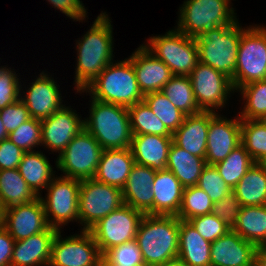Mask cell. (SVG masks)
<instances>
[{
  "label": "cell",
  "instance_id": "d590c367",
  "mask_svg": "<svg viewBox=\"0 0 266 266\" xmlns=\"http://www.w3.org/2000/svg\"><path fill=\"white\" fill-rule=\"evenodd\" d=\"M143 101L172 134L182 125L186 115L177 109L161 91L145 94Z\"/></svg>",
  "mask_w": 266,
  "mask_h": 266
},
{
  "label": "cell",
  "instance_id": "5b68a950",
  "mask_svg": "<svg viewBox=\"0 0 266 266\" xmlns=\"http://www.w3.org/2000/svg\"><path fill=\"white\" fill-rule=\"evenodd\" d=\"M242 34L238 22L206 30L195 38L199 62L234 79L237 54Z\"/></svg>",
  "mask_w": 266,
  "mask_h": 266
},
{
  "label": "cell",
  "instance_id": "30bf717a",
  "mask_svg": "<svg viewBox=\"0 0 266 266\" xmlns=\"http://www.w3.org/2000/svg\"><path fill=\"white\" fill-rule=\"evenodd\" d=\"M102 150L98 141L84 128L59 153L56 165L65 177L91 179L96 173Z\"/></svg>",
  "mask_w": 266,
  "mask_h": 266
},
{
  "label": "cell",
  "instance_id": "d4e9b609",
  "mask_svg": "<svg viewBox=\"0 0 266 266\" xmlns=\"http://www.w3.org/2000/svg\"><path fill=\"white\" fill-rule=\"evenodd\" d=\"M134 164L135 161L130 147L104 149L93 178L122 190Z\"/></svg>",
  "mask_w": 266,
  "mask_h": 266
},
{
  "label": "cell",
  "instance_id": "f5cc1de1",
  "mask_svg": "<svg viewBox=\"0 0 266 266\" xmlns=\"http://www.w3.org/2000/svg\"><path fill=\"white\" fill-rule=\"evenodd\" d=\"M158 266H187V265L177 258V259L168 261L167 263H164Z\"/></svg>",
  "mask_w": 266,
  "mask_h": 266
},
{
  "label": "cell",
  "instance_id": "816d5d0a",
  "mask_svg": "<svg viewBox=\"0 0 266 266\" xmlns=\"http://www.w3.org/2000/svg\"><path fill=\"white\" fill-rule=\"evenodd\" d=\"M99 266H130L111 262L105 255H101Z\"/></svg>",
  "mask_w": 266,
  "mask_h": 266
},
{
  "label": "cell",
  "instance_id": "8992f818",
  "mask_svg": "<svg viewBox=\"0 0 266 266\" xmlns=\"http://www.w3.org/2000/svg\"><path fill=\"white\" fill-rule=\"evenodd\" d=\"M229 3L230 0H187L180 9L177 29L196 38L208 29L231 25L236 17Z\"/></svg>",
  "mask_w": 266,
  "mask_h": 266
},
{
  "label": "cell",
  "instance_id": "b9f144b4",
  "mask_svg": "<svg viewBox=\"0 0 266 266\" xmlns=\"http://www.w3.org/2000/svg\"><path fill=\"white\" fill-rule=\"evenodd\" d=\"M188 222L193 228L210 243L225 235L230 228L224 222L212 213L194 217Z\"/></svg>",
  "mask_w": 266,
  "mask_h": 266
},
{
  "label": "cell",
  "instance_id": "ab89813d",
  "mask_svg": "<svg viewBox=\"0 0 266 266\" xmlns=\"http://www.w3.org/2000/svg\"><path fill=\"white\" fill-rule=\"evenodd\" d=\"M8 139L25 152L42 144L41 120L30 118L8 134Z\"/></svg>",
  "mask_w": 266,
  "mask_h": 266
},
{
  "label": "cell",
  "instance_id": "484cf974",
  "mask_svg": "<svg viewBox=\"0 0 266 266\" xmlns=\"http://www.w3.org/2000/svg\"><path fill=\"white\" fill-rule=\"evenodd\" d=\"M183 189L170 170L156 171L152 187L154 215L177 216L182 204Z\"/></svg>",
  "mask_w": 266,
  "mask_h": 266
},
{
  "label": "cell",
  "instance_id": "74e56055",
  "mask_svg": "<svg viewBox=\"0 0 266 266\" xmlns=\"http://www.w3.org/2000/svg\"><path fill=\"white\" fill-rule=\"evenodd\" d=\"M213 204L207 193L199 187H186L183 189L182 204L177 217L188 221L194 217L212 213Z\"/></svg>",
  "mask_w": 266,
  "mask_h": 266
},
{
  "label": "cell",
  "instance_id": "f35d334b",
  "mask_svg": "<svg viewBox=\"0 0 266 266\" xmlns=\"http://www.w3.org/2000/svg\"><path fill=\"white\" fill-rule=\"evenodd\" d=\"M239 90L245 98L246 105L239 114L241 120H260L266 113V79L249 83Z\"/></svg>",
  "mask_w": 266,
  "mask_h": 266
},
{
  "label": "cell",
  "instance_id": "7c38bea8",
  "mask_svg": "<svg viewBox=\"0 0 266 266\" xmlns=\"http://www.w3.org/2000/svg\"><path fill=\"white\" fill-rule=\"evenodd\" d=\"M81 180L62 176L53 178L47 187V198H41L50 227L60 230L59 225L78 220L79 189ZM50 215L53 216V218ZM51 219V220H49Z\"/></svg>",
  "mask_w": 266,
  "mask_h": 266
},
{
  "label": "cell",
  "instance_id": "ffe728a7",
  "mask_svg": "<svg viewBox=\"0 0 266 266\" xmlns=\"http://www.w3.org/2000/svg\"><path fill=\"white\" fill-rule=\"evenodd\" d=\"M156 171L151 167L134 164L122 189L125 205L154 215V193L152 192Z\"/></svg>",
  "mask_w": 266,
  "mask_h": 266
},
{
  "label": "cell",
  "instance_id": "4dcf8cb0",
  "mask_svg": "<svg viewBox=\"0 0 266 266\" xmlns=\"http://www.w3.org/2000/svg\"><path fill=\"white\" fill-rule=\"evenodd\" d=\"M18 170L28 186L37 196H41L39 189H47L53 179V170L48 159L43 153L38 151L25 152L19 163Z\"/></svg>",
  "mask_w": 266,
  "mask_h": 266
},
{
  "label": "cell",
  "instance_id": "52a82bcc",
  "mask_svg": "<svg viewBox=\"0 0 266 266\" xmlns=\"http://www.w3.org/2000/svg\"><path fill=\"white\" fill-rule=\"evenodd\" d=\"M266 79V28L242 29L232 85L235 90Z\"/></svg>",
  "mask_w": 266,
  "mask_h": 266
},
{
  "label": "cell",
  "instance_id": "f1b7e54d",
  "mask_svg": "<svg viewBox=\"0 0 266 266\" xmlns=\"http://www.w3.org/2000/svg\"><path fill=\"white\" fill-rule=\"evenodd\" d=\"M232 230L257 248L266 247V205L241 206Z\"/></svg>",
  "mask_w": 266,
  "mask_h": 266
},
{
  "label": "cell",
  "instance_id": "e575fe53",
  "mask_svg": "<svg viewBox=\"0 0 266 266\" xmlns=\"http://www.w3.org/2000/svg\"><path fill=\"white\" fill-rule=\"evenodd\" d=\"M128 113L132 135L172 136L144 101L129 106Z\"/></svg>",
  "mask_w": 266,
  "mask_h": 266
},
{
  "label": "cell",
  "instance_id": "ba28073f",
  "mask_svg": "<svg viewBox=\"0 0 266 266\" xmlns=\"http://www.w3.org/2000/svg\"><path fill=\"white\" fill-rule=\"evenodd\" d=\"M145 47L164 62L173 75L189 76L199 62L195 38L181 33L178 29L166 35L154 36Z\"/></svg>",
  "mask_w": 266,
  "mask_h": 266
},
{
  "label": "cell",
  "instance_id": "cb8c5ba5",
  "mask_svg": "<svg viewBox=\"0 0 266 266\" xmlns=\"http://www.w3.org/2000/svg\"><path fill=\"white\" fill-rule=\"evenodd\" d=\"M172 142V136L132 135L130 150L136 164L161 171L166 169Z\"/></svg>",
  "mask_w": 266,
  "mask_h": 266
},
{
  "label": "cell",
  "instance_id": "60d3db41",
  "mask_svg": "<svg viewBox=\"0 0 266 266\" xmlns=\"http://www.w3.org/2000/svg\"><path fill=\"white\" fill-rule=\"evenodd\" d=\"M197 187L206 192L213 203L224 198L232 191L213 165H206L203 169Z\"/></svg>",
  "mask_w": 266,
  "mask_h": 266
},
{
  "label": "cell",
  "instance_id": "7bdbcfd3",
  "mask_svg": "<svg viewBox=\"0 0 266 266\" xmlns=\"http://www.w3.org/2000/svg\"><path fill=\"white\" fill-rule=\"evenodd\" d=\"M111 262L130 265V266H145L142 258V253L138 247L137 241L132 240L123 243L119 246L109 249L104 254Z\"/></svg>",
  "mask_w": 266,
  "mask_h": 266
},
{
  "label": "cell",
  "instance_id": "6da1fadb",
  "mask_svg": "<svg viewBox=\"0 0 266 266\" xmlns=\"http://www.w3.org/2000/svg\"><path fill=\"white\" fill-rule=\"evenodd\" d=\"M180 219L173 215L145 214L136 238L145 266H158L178 258Z\"/></svg>",
  "mask_w": 266,
  "mask_h": 266
},
{
  "label": "cell",
  "instance_id": "9f6ffc18",
  "mask_svg": "<svg viewBox=\"0 0 266 266\" xmlns=\"http://www.w3.org/2000/svg\"><path fill=\"white\" fill-rule=\"evenodd\" d=\"M258 164L264 169L266 170V156L263 157L259 162Z\"/></svg>",
  "mask_w": 266,
  "mask_h": 266
},
{
  "label": "cell",
  "instance_id": "4fadbf2b",
  "mask_svg": "<svg viewBox=\"0 0 266 266\" xmlns=\"http://www.w3.org/2000/svg\"><path fill=\"white\" fill-rule=\"evenodd\" d=\"M61 238L60 230L52 242L50 266H99L100 250L89 230ZM61 238V239H60Z\"/></svg>",
  "mask_w": 266,
  "mask_h": 266
},
{
  "label": "cell",
  "instance_id": "8fae6325",
  "mask_svg": "<svg viewBox=\"0 0 266 266\" xmlns=\"http://www.w3.org/2000/svg\"><path fill=\"white\" fill-rule=\"evenodd\" d=\"M145 214L142 211L123 204L119 209L100 219L89 229L100 253L135 240L137 230Z\"/></svg>",
  "mask_w": 266,
  "mask_h": 266
},
{
  "label": "cell",
  "instance_id": "44dd1931",
  "mask_svg": "<svg viewBox=\"0 0 266 266\" xmlns=\"http://www.w3.org/2000/svg\"><path fill=\"white\" fill-rule=\"evenodd\" d=\"M58 89L55 81L42 72L40 77L32 82L26 96L20 100L26 105L32 118L44 120L64 106L61 104Z\"/></svg>",
  "mask_w": 266,
  "mask_h": 266
},
{
  "label": "cell",
  "instance_id": "9a60e30c",
  "mask_svg": "<svg viewBox=\"0 0 266 266\" xmlns=\"http://www.w3.org/2000/svg\"><path fill=\"white\" fill-rule=\"evenodd\" d=\"M41 197L4 209V228L15 241L43 232L49 228Z\"/></svg>",
  "mask_w": 266,
  "mask_h": 266
},
{
  "label": "cell",
  "instance_id": "6f0895ef",
  "mask_svg": "<svg viewBox=\"0 0 266 266\" xmlns=\"http://www.w3.org/2000/svg\"><path fill=\"white\" fill-rule=\"evenodd\" d=\"M260 121L266 125V113L264 114V116L260 119Z\"/></svg>",
  "mask_w": 266,
  "mask_h": 266
},
{
  "label": "cell",
  "instance_id": "d6a6232c",
  "mask_svg": "<svg viewBox=\"0 0 266 266\" xmlns=\"http://www.w3.org/2000/svg\"><path fill=\"white\" fill-rule=\"evenodd\" d=\"M161 92L183 114L193 115L201 112L189 76L173 75Z\"/></svg>",
  "mask_w": 266,
  "mask_h": 266
},
{
  "label": "cell",
  "instance_id": "11a10c76",
  "mask_svg": "<svg viewBox=\"0 0 266 266\" xmlns=\"http://www.w3.org/2000/svg\"><path fill=\"white\" fill-rule=\"evenodd\" d=\"M4 227V208L0 202V228Z\"/></svg>",
  "mask_w": 266,
  "mask_h": 266
},
{
  "label": "cell",
  "instance_id": "bcb514c9",
  "mask_svg": "<svg viewBox=\"0 0 266 266\" xmlns=\"http://www.w3.org/2000/svg\"><path fill=\"white\" fill-rule=\"evenodd\" d=\"M0 117L8 133L16 130L22 123L31 118L26 105L20 99L1 109Z\"/></svg>",
  "mask_w": 266,
  "mask_h": 266
},
{
  "label": "cell",
  "instance_id": "7dc6e473",
  "mask_svg": "<svg viewBox=\"0 0 266 266\" xmlns=\"http://www.w3.org/2000/svg\"><path fill=\"white\" fill-rule=\"evenodd\" d=\"M25 151L8 138L0 142V170L17 169Z\"/></svg>",
  "mask_w": 266,
  "mask_h": 266
},
{
  "label": "cell",
  "instance_id": "1f68e13d",
  "mask_svg": "<svg viewBox=\"0 0 266 266\" xmlns=\"http://www.w3.org/2000/svg\"><path fill=\"white\" fill-rule=\"evenodd\" d=\"M37 197L18 168L0 170V202L4 209L31 202Z\"/></svg>",
  "mask_w": 266,
  "mask_h": 266
},
{
  "label": "cell",
  "instance_id": "ac0fdd59",
  "mask_svg": "<svg viewBox=\"0 0 266 266\" xmlns=\"http://www.w3.org/2000/svg\"><path fill=\"white\" fill-rule=\"evenodd\" d=\"M257 247L232 229L211 243V266H254Z\"/></svg>",
  "mask_w": 266,
  "mask_h": 266
},
{
  "label": "cell",
  "instance_id": "d6986e66",
  "mask_svg": "<svg viewBox=\"0 0 266 266\" xmlns=\"http://www.w3.org/2000/svg\"><path fill=\"white\" fill-rule=\"evenodd\" d=\"M140 91L143 95L161 91L173 74L169 67L141 45L130 58Z\"/></svg>",
  "mask_w": 266,
  "mask_h": 266
},
{
  "label": "cell",
  "instance_id": "f907efd6",
  "mask_svg": "<svg viewBox=\"0 0 266 266\" xmlns=\"http://www.w3.org/2000/svg\"><path fill=\"white\" fill-rule=\"evenodd\" d=\"M254 266H266V247H259L255 252Z\"/></svg>",
  "mask_w": 266,
  "mask_h": 266
},
{
  "label": "cell",
  "instance_id": "7a4b0ae2",
  "mask_svg": "<svg viewBox=\"0 0 266 266\" xmlns=\"http://www.w3.org/2000/svg\"><path fill=\"white\" fill-rule=\"evenodd\" d=\"M109 17L101 13L90 30L78 41L75 83L77 92L84 90L112 63V26Z\"/></svg>",
  "mask_w": 266,
  "mask_h": 266
},
{
  "label": "cell",
  "instance_id": "277c9868",
  "mask_svg": "<svg viewBox=\"0 0 266 266\" xmlns=\"http://www.w3.org/2000/svg\"><path fill=\"white\" fill-rule=\"evenodd\" d=\"M86 90H89L93 99L125 107L141 102L144 98L129 59L116 64L109 63L82 92Z\"/></svg>",
  "mask_w": 266,
  "mask_h": 266
},
{
  "label": "cell",
  "instance_id": "e0dca14e",
  "mask_svg": "<svg viewBox=\"0 0 266 266\" xmlns=\"http://www.w3.org/2000/svg\"><path fill=\"white\" fill-rule=\"evenodd\" d=\"M71 108L62 107L49 118L41 120L42 144L60 153L84 128L81 120Z\"/></svg>",
  "mask_w": 266,
  "mask_h": 266
},
{
  "label": "cell",
  "instance_id": "83f0119b",
  "mask_svg": "<svg viewBox=\"0 0 266 266\" xmlns=\"http://www.w3.org/2000/svg\"><path fill=\"white\" fill-rule=\"evenodd\" d=\"M206 165L204 158L192 155L172 142L166 169L174 174L184 188L197 186L199 177Z\"/></svg>",
  "mask_w": 266,
  "mask_h": 266
},
{
  "label": "cell",
  "instance_id": "db71d44e",
  "mask_svg": "<svg viewBox=\"0 0 266 266\" xmlns=\"http://www.w3.org/2000/svg\"><path fill=\"white\" fill-rule=\"evenodd\" d=\"M8 132L6 131V128L3 125L2 119L0 117V142L2 140H5L8 138Z\"/></svg>",
  "mask_w": 266,
  "mask_h": 266
},
{
  "label": "cell",
  "instance_id": "5bb4252c",
  "mask_svg": "<svg viewBox=\"0 0 266 266\" xmlns=\"http://www.w3.org/2000/svg\"><path fill=\"white\" fill-rule=\"evenodd\" d=\"M189 77L201 111L216 112L213 108H222L228 94L234 91L230 78L201 62L197 63Z\"/></svg>",
  "mask_w": 266,
  "mask_h": 266
},
{
  "label": "cell",
  "instance_id": "3957f363",
  "mask_svg": "<svg viewBox=\"0 0 266 266\" xmlns=\"http://www.w3.org/2000/svg\"><path fill=\"white\" fill-rule=\"evenodd\" d=\"M89 120L85 129L98 141L102 149L130 147L132 131L128 107L98 101L92 98Z\"/></svg>",
  "mask_w": 266,
  "mask_h": 266
},
{
  "label": "cell",
  "instance_id": "836d02e7",
  "mask_svg": "<svg viewBox=\"0 0 266 266\" xmlns=\"http://www.w3.org/2000/svg\"><path fill=\"white\" fill-rule=\"evenodd\" d=\"M255 164L242 144L237 146L224 160L213 165L225 183L233 190L240 179Z\"/></svg>",
  "mask_w": 266,
  "mask_h": 266
},
{
  "label": "cell",
  "instance_id": "c3c4849f",
  "mask_svg": "<svg viewBox=\"0 0 266 266\" xmlns=\"http://www.w3.org/2000/svg\"><path fill=\"white\" fill-rule=\"evenodd\" d=\"M53 6L62 11L70 19L76 21L84 20L86 17V10L80 0H48Z\"/></svg>",
  "mask_w": 266,
  "mask_h": 266
},
{
  "label": "cell",
  "instance_id": "7402d4cb",
  "mask_svg": "<svg viewBox=\"0 0 266 266\" xmlns=\"http://www.w3.org/2000/svg\"><path fill=\"white\" fill-rule=\"evenodd\" d=\"M57 232V229L49 227L27 239L15 241L10 266H49L52 242Z\"/></svg>",
  "mask_w": 266,
  "mask_h": 266
},
{
  "label": "cell",
  "instance_id": "4316f807",
  "mask_svg": "<svg viewBox=\"0 0 266 266\" xmlns=\"http://www.w3.org/2000/svg\"><path fill=\"white\" fill-rule=\"evenodd\" d=\"M211 243L188 221L180 220L178 259L187 266H211Z\"/></svg>",
  "mask_w": 266,
  "mask_h": 266
},
{
  "label": "cell",
  "instance_id": "681fc988",
  "mask_svg": "<svg viewBox=\"0 0 266 266\" xmlns=\"http://www.w3.org/2000/svg\"><path fill=\"white\" fill-rule=\"evenodd\" d=\"M15 240L8 231L0 228V266H10Z\"/></svg>",
  "mask_w": 266,
  "mask_h": 266
},
{
  "label": "cell",
  "instance_id": "ee69618b",
  "mask_svg": "<svg viewBox=\"0 0 266 266\" xmlns=\"http://www.w3.org/2000/svg\"><path fill=\"white\" fill-rule=\"evenodd\" d=\"M241 210V203L231 191L224 198L214 202L212 214L221 219L228 228L233 229Z\"/></svg>",
  "mask_w": 266,
  "mask_h": 266
},
{
  "label": "cell",
  "instance_id": "8d00e7d4",
  "mask_svg": "<svg viewBox=\"0 0 266 266\" xmlns=\"http://www.w3.org/2000/svg\"><path fill=\"white\" fill-rule=\"evenodd\" d=\"M241 144L258 163L266 156V125L260 120H241Z\"/></svg>",
  "mask_w": 266,
  "mask_h": 266
},
{
  "label": "cell",
  "instance_id": "f6af8a7d",
  "mask_svg": "<svg viewBox=\"0 0 266 266\" xmlns=\"http://www.w3.org/2000/svg\"><path fill=\"white\" fill-rule=\"evenodd\" d=\"M13 71L0 68V110L20 99V85Z\"/></svg>",
  "mask_w": 266,
  "mask_h": 266
},
{
  "label": "cell",
  "instance_id": "2e32d148",
  "mask_svg": "<svg viewBox=\"0 0 266 266\" xmlns=\"http://www.w3.org/2000/svg\"><path fill=\"white\" fill-rule=\"evenodd\" d=\"M241 144V119L227 120L210 112L205 161L215 165Z\"/></svg>",
  "mask_w": 266,
  "mask_h": 266
},
{
  "label": "cell",
  "instance_id": "f546056e",
  "mask_svg": "<svg viewBox=\"0 0 266 266\" xmlns=\"http://www.w3.org/2000/svg\"><path fill=\"white\" fill-rule=\"evenodd\" d=\"M241 206L266 205V170L255 163L232 190Z\"/></svg>",
  "mask_w": 266,
  "mask_h": 266
},
{
  "label": "cell",
  "instance_id": "603a6c76",
  "mask_svg": "<svg viewBox=\"0 0 266 266\" xmlns=\"http://www.w3.org/2000/svg\"><path fill=\"white\" fill-rule=\"evenodd\" d=\"M210 111L186 115L182 125L172 134L175 145L205 159Z\"/></svg>",
  "mask_w": 266,
  "mask_h": 266
},
{
  "label": "cell",
  "instance_id": "9c48e42d",
  "mask_svg": "<svg viewBox=\"0 0 266 266\" xmlns=\"http://www.w3.org/2000/svg\"><path fill=\"white\" fill-rule=\"evenodd\" d=\"M123 202L122 190L94 178L81 180L78 219L89 230L100 219L119 209Z\"/></svg>",
  "mask_w": 266,
  "mask_h": 266
}]
</instances>
